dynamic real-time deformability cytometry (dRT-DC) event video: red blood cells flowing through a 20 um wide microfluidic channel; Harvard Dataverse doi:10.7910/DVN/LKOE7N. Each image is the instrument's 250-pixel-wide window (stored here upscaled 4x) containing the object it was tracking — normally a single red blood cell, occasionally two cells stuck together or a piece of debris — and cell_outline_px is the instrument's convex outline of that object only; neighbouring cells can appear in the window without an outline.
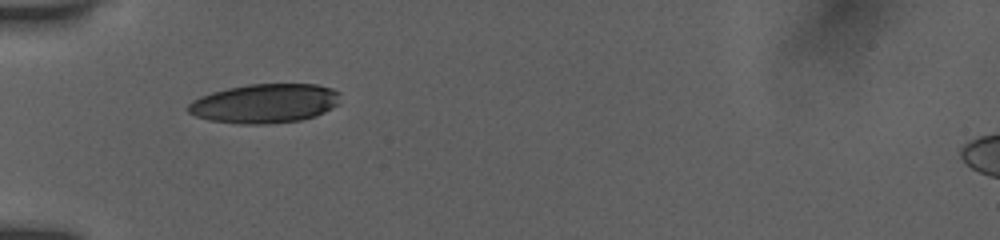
{"species": "human", "species_latin": "Homo sapiens", "temperature_condition": "room temperature", "stored_images_in_passage": 36, "camera_frame_rate_fps": 3000, "um_per_image_px": 0.085, "donor": {"sex": "female"}, "frame": {"image": 1, "passage_image": 1, "time_ms": 0.0, "image_size_px": [1000, 240], "cell_outline_px": [[340, 92], [336, 104], [332, 108], [316, 116], [300, 120], [268, 124], [240, 124], [208, 120], [196, 116], [188, 112], [188, 104], [192, 100], [200, 96], [212, 92], [228, 88], [248, 84], [316, 84], [332, 88]], "centroid_in_image_um": [22.49, 8.79], "position_along_channel_um": 62.5, "area_um2": 34.8}}
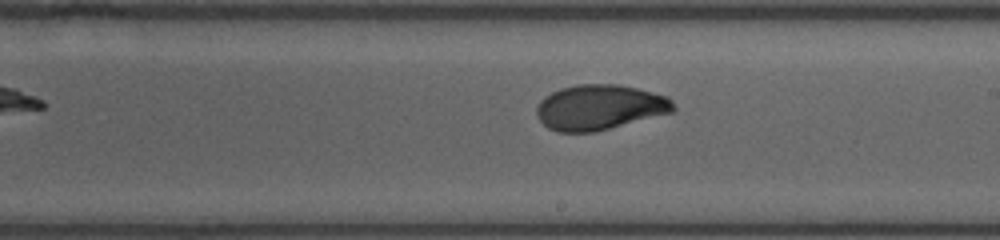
{"frame": {"image": 2, "passage_image": 15, "time_ms": 4.667, "image_size_px": [1000, 240], "cell_outline_px": [[676, 108], [672, 112], [592, 132], [556, 132], [548, 128], [540, 120], [536, 112], [536, 108], [540, 100], [544, 96], [560, 88], [576, 84], [620, 84], [668, 96], [672, 100]], "centroid_in_image_um": [50.94, 9.1], "position_along_channel_um": 238.1, "area_um2": 35.89}}
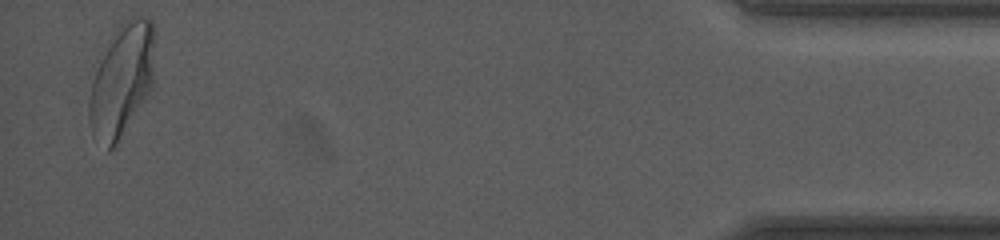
{"frame": {"image": 3, "passage_image": 35, "time_ms": 11.333, "image_size_px": [1000, 240], "cell_outline_px": [[152, 88], [116, 144], [108, 152], [92, 136], [88, 120], [88, 100], [92, 80], [108, 48], [120, 28], [124, 24], [136, 16], [144, 16], [152, 20]], "centroid_in_image_um": [10.31, 6.97], "position_along_channel_um": 424.9, "area_um2": 41.33}, "authors_computed_cell_mechanics": {"area_um2": 35.9805, "velocity_mm_per_s": 3.899, "shape_relaxation_time_tau1_ms": 3.5905, "shape_relaxation_time_tau2_ms": 1.0358, "deformation_change_tau1": 0.1592, "deformation_change_tau2": 0.0429}}